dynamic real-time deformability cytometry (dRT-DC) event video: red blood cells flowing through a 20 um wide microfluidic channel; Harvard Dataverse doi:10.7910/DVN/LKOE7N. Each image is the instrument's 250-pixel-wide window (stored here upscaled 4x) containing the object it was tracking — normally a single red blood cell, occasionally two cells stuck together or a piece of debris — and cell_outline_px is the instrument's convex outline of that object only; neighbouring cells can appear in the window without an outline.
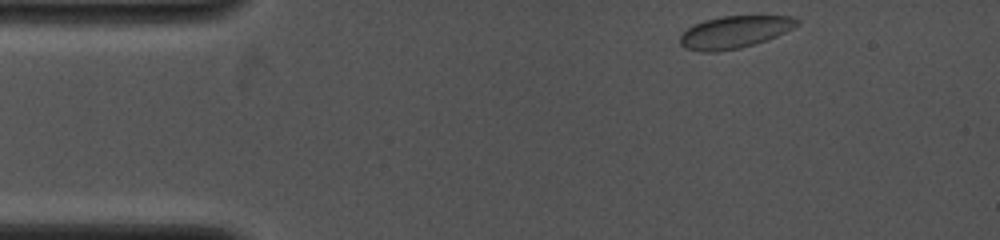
{"species": "common noctule bat (a hibernating species)", "species_latin": "Nyctalus noctula", "temperature_condition": "cold", "stored_images_in_passage": 31, "camera_frame_rate_fps": 4000, "um_per_image_px": 0.085, "animal": {"sex": "female", "body_mass_g": 19.0, "forearm_length_mm": 53.3}, "frame": {"image": 1, "passage_image": 1, "time_ms": 0.0, "image_size_px": [1000, 240], "cell_outline_px": [[800, 24], [776, 36], [740, 48], [716, 52], [700, 52], [684, 48], [680, 44], [680, 36], [688, 28], [704, 20], [720, 16], [792, 16], [800, 20]], "centroid_in_image_um": [62.42, 2.72], "position_along_channel_um": 22.6, "area_um2": 21.85}}
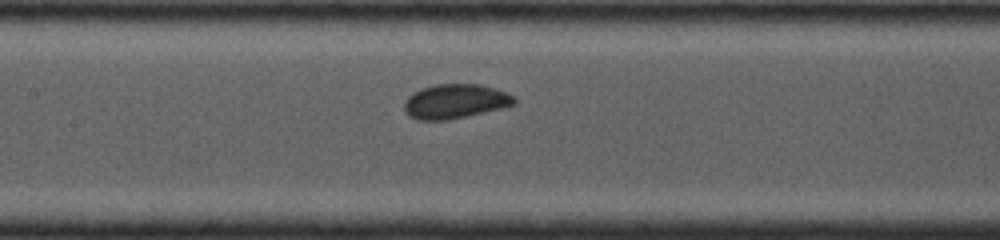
{"frame": {"image": 2, "passage_image": 14, "time_ms": 5.0, "image_size_px": [1000, 240], "cell_outline_px": [[516, 104], [500, 108], [448, 120], [420, 120], [408, 116], [404, 108], [404, 104], [408, 96], [412, 92], [420, 88], [436, 84], [480, 84], [496, 88], [512, 96], [516, 100]], "centroid_in_image_um": [38.65, 8.6], "position_along_channel_um": 168.8, "area_um2": 21.96}}
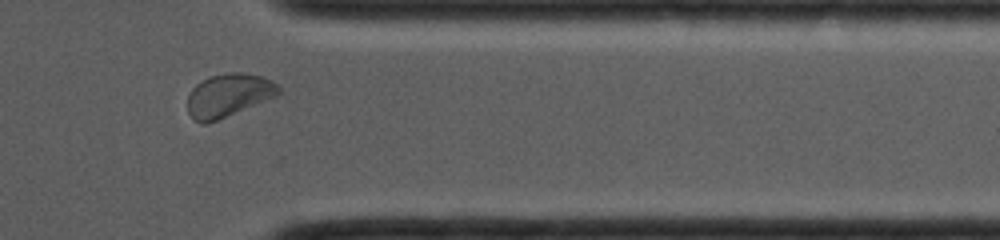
{"frame": {"image": 3, "passage_image": 27, "time_ms": 10.25, "image_size_px": [1000, 240], "cell_outline_px": [[280, 92], [276, 96], [208, 124], [200, 124], [188, 112], [188, 96], [192, 88], [196, 84], [208, 76], [228, 72], [244, 72], [260, 76], [272, 80], [280, 88]], "centroid_in_image_um": [19.41, 8.09], "position_along_channel_um": 392.0, "area_um2": 22.89}}